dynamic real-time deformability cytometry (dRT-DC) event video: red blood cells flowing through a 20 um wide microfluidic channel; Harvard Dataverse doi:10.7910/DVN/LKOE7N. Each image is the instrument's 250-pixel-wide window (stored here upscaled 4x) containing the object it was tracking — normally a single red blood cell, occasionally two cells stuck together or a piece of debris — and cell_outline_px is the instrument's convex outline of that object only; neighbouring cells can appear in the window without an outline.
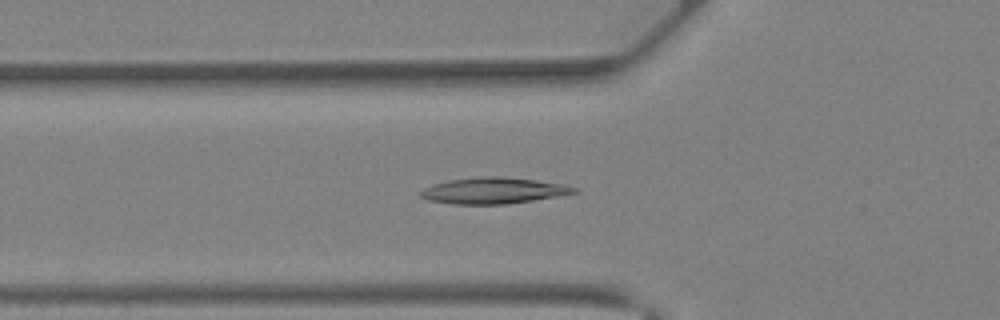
{"species": "Egyptian fruit bat (a non-hibernating species)", "species_latin": "Rousettus aegyptiacus", "temperature_condition": "warm", "stored_images_in_passage": 40, "camera_frame_rate_fps": 3000, "um_per_image_px": 0.085, "animal": {"sex": "female"}, "frame": {"image": 1, "passage_image": 14, "time_ms": 4.333, "image_size_px": [1000, 320], "cell_outline_px": [[576, 192], [556, 196], [508, 204], [452, 204], [428, 200], [420, 196], [416, 192], [432, 184], [448, 180], [476, 176], [500, 176], [536, 180], [564, 184], [576, 188]], "centroid_in_image_um": [41.85, 16.19], "position_along_channel_um": 83.9, "area_um2": 23.47}}
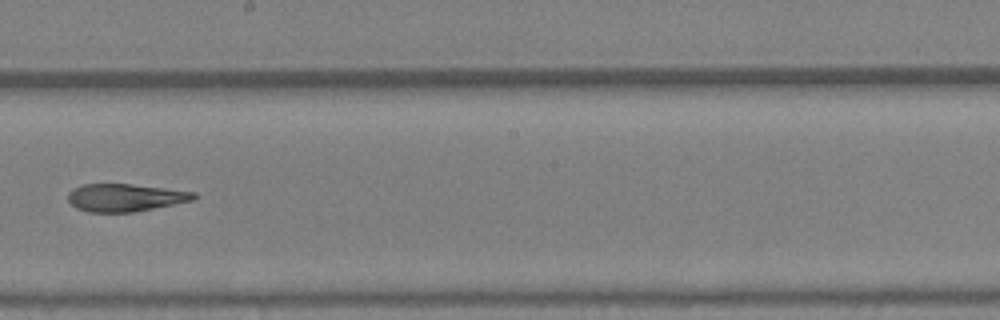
{"frame": {"image": 2, "passage_image": 23, "time_ms": 7.333, "image_size_px": [1000, 320], "cell_outline_px": [[196, 196], [192, 200], [132, 212], [88, 212], [76, 208], [68, 200], [68, 192], [72, 188], [84, 184], [132, 184], [196, 192]], "centroid_in_image_um": [10.58, 16.79], "position_along_channel_um": 237.6, "area_um2": 20.06}}
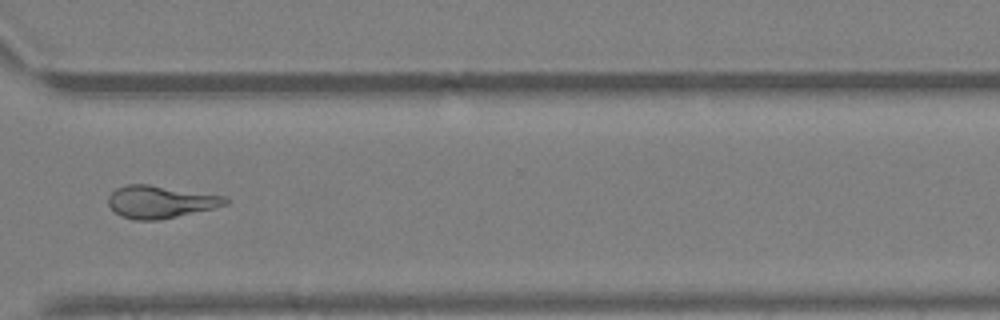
{"frame": {"image": 3, "passage_image": 30, "time_ms": 9.667, "image_size_px": [1000, 320], "cell_outline_px": [[228, 204], [212, 208], [160, 220], [136, 220], [120, 216], [108, 204], [108, 196], [116, 188], [128, 184], [148, 184], [228, 196]], "centroid_in_image_um": [13.63, 17.15], "position_along_channel_um": 357.0, "area_um2": 22.14}}